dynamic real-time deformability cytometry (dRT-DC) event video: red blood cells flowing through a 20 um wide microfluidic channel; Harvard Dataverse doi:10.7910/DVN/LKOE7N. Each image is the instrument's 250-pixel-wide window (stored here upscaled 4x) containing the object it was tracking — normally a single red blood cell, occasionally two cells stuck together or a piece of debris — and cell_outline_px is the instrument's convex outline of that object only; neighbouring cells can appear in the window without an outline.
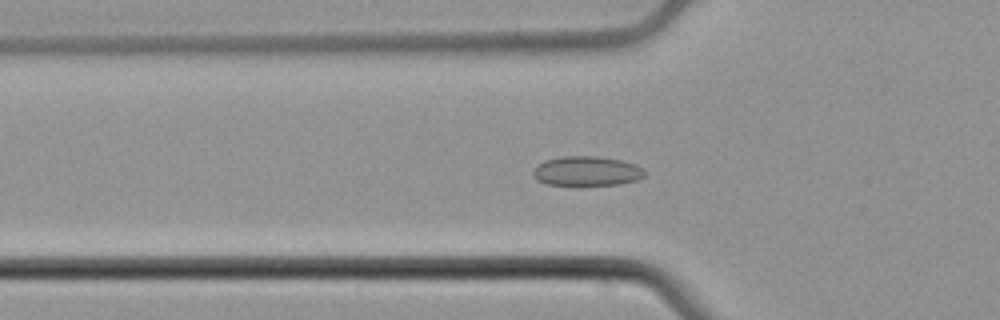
{"species": "common noctule bat (a hibernating species)", "species_latin": "Nyctalus noctula", "temperature_condition": "cold", "stored_images_in_passage": 53, "camera_frame_rate_fps": 3000, "um_per_image_px": 0.085, "animal": {"sex": "male", "body_mass_g": 21.5, "forearm_length_mm": 52.0}, "frame": {"image": 1, "passage_image": 18, "time_ms": 5.667, "image_size_px": [1000, 320], "cell_outline_px": [[644, 176], [636, 180], [620, 184], [548, 184], [536, 180], [532, 176], [532, 172], [544, 160], [560, 156], [596, 156], [620, 160], [636, 164], [644, 172]], "centroid_in_image_um": [49.84, 14.53], "position_along_channel_um": 76.0, "area_um2": 18.9}}
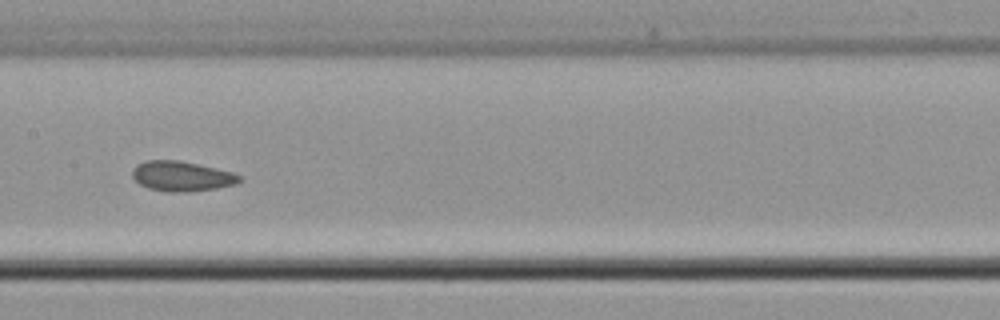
{"frame": {"image": 2, "passage_image": 27, "time_ms": 8.667, "image_size_px": [1000, 320], "cell_outline_px": [[240, 180], [236, 184], [216, 188], [188, 192], [168, 192], [148, 188], [140, 184], [132, 176], [132, 168], [136, 164], [148, 160], [180, 160], [216, 168], [232, 172], [240, 176]], "centroid_in_image_um": [15.41, 14.97], "position_along_channel_um": 192.0, "area_um2": 18.73}}
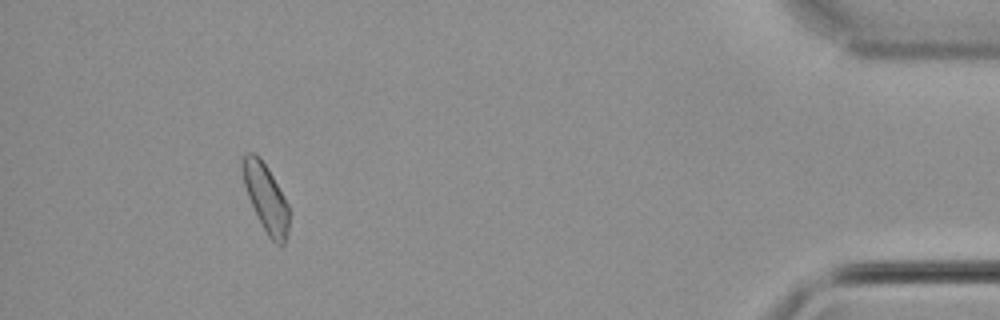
{"frame": {"image": 3, "passage_image": 49, "time_ms": 16.0, "image_size_px": [1000, 320], "cell_outline_px": [[288, 232], [284, 244], [276, 244], [268, 236], [248, 196], [244, 184], [240, 164], [244, 152], [256, 152], [260, 156], [268, 168], [288, 204]], "centroid_in_image_um": [22.57, 16.73], "position_along_channel_um": 412.6, "area_um2": 18.15}, "authors_computed_cell_mechanics": {"area_um2": 18.7272, "velocity_mm_per_s": 3.8795, "shape_relaxation_time_tau1_ms": null, "shape_relaxation_time_tau2_ms": 3.7631, "deformation_change_tau1": null, "deformation_change_tau2": 0.0632}}